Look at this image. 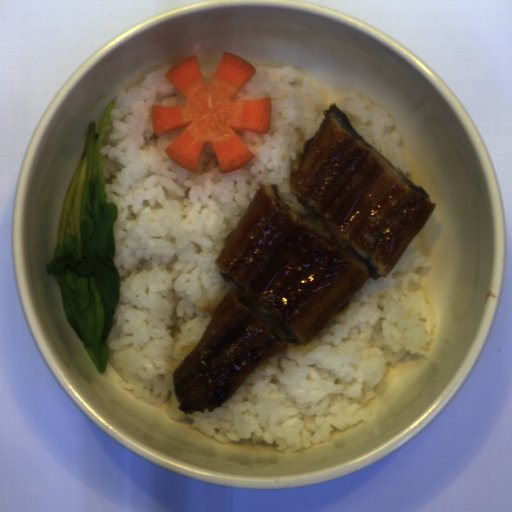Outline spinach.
I'll list each match as a JSON object with an SVG mask.
<instances>
[{"label":"spinach","mask_w":512,"mask_h":512,"mask_svg":"<svg viewBox=\"0 0 512 512\" xmlns=\"http://www.w3.org/2000/svg\"><path fill=\"white\" fill-rule=\"evenodd\" d=\"M115 101L107 105L97 136V169L92 179L96 122L87 130L84 159L75 173L61 215L57 245L47 274L55 276L69 325L81 339L98 374L110 358L107 338L120 304L115 263L116 204L107 201L102 149Z\"/></svg>","instance_id":"spinach-1"}]
</instances>
